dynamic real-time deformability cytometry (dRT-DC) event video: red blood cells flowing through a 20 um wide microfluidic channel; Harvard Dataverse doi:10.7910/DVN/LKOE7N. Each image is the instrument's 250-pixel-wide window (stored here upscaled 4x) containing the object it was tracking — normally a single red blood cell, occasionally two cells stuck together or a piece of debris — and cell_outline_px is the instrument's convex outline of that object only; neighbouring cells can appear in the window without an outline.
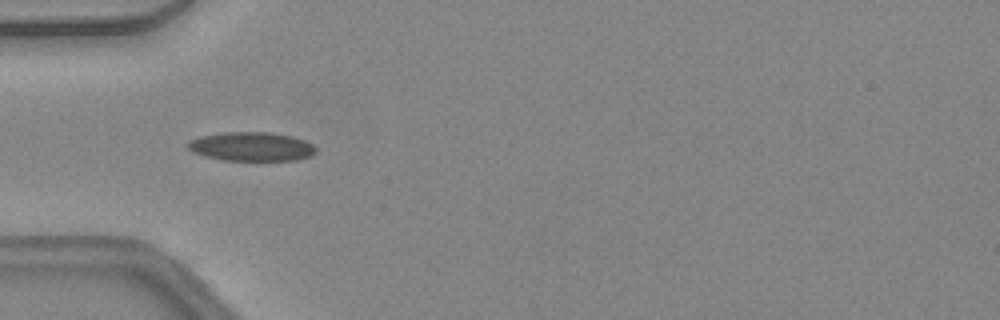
{"species": "common noctule bat (a hibernating species)", "species_latin": "Nyctalus noctula", "temperature_condition": "warm", "stored_images_in_passage": 32, "camera_frame_rate_fps": 3000, "um_per_image_px": 0.085, "animal": {"sex": "female", "body_mass_g": 24.6, "forearm_length_mm": 56.2}, "frame": {"image": 1, "passage_image": 1, "time_ms": 0.0, "image_size_px": [1000, 320], "cell_outline_px": [[316, 152], [308, 156], [296, 160], [224, 160], [204, 156], [188, 148], [184, 144], [188, 140], [200, 136], [224, 132], [268, 132], [292, 136], [304, 140], [312, 144], [316, 148]], "centroid_in_image_um": [21.34, 12.45], "position_along_channel_um": 63.7, "area_um2": 21.56}}
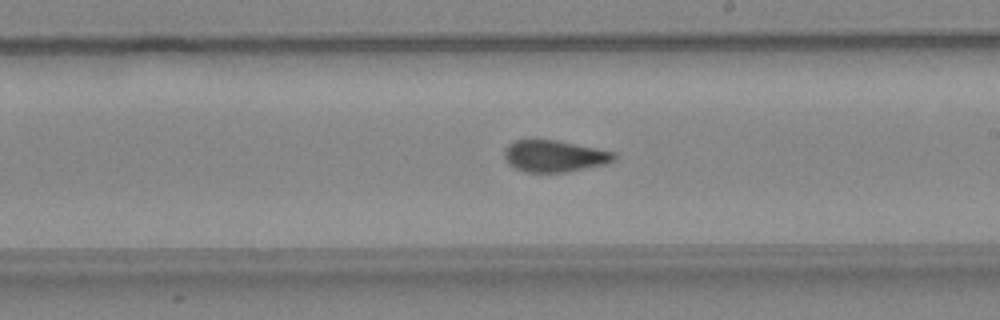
{"frame": {"image": 2, "passage_image": 13, "time_ms": 4.0, "image_size_px": [1000, 320], "cell_outline_px": [[616, 156], [612, 160], [604, 164], [568, 172], [528, 172], [516, 168], [504, 156], [504, 152], [508, 144], [516, 140], [536, 136], [616, 152]], "centroid_in_image_um": [47.1, 13.22], "position_along_channel_um": 241.9, "area_um2": 20.46}}
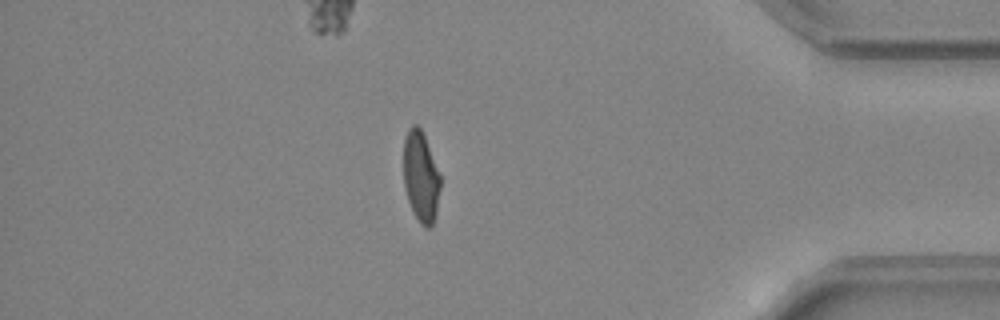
{"frame": {"image": 3, "passage_image": 26, "time_ms": 8.333, "image_size_px": [1000, 320], "cell_outline_px": [[440, 188], [436, 216], [432, 224], [428, 228], [424, 228], [420, 224], [408, 200], [404, 188], [404, 140], [408, 128], [412, 124], [416, 124], [420, 128], [424, 136], [440, 176]], "centroid_in_image_um": [35.76, 15.04], "position_along_channel_um": 399.4, "area_um2": 19.25}, "authors_computed_cell_mechanics": {"area_um2": 20.5768, "velocity_mm_per_s": 4.4757, "shape_relaxation_time_tau1_ms": null, "shape_relaxation_time_tau2_ms": 0.9543, "deformation_change_tau1": null, "deformation_change_tau2": 0.0662}}